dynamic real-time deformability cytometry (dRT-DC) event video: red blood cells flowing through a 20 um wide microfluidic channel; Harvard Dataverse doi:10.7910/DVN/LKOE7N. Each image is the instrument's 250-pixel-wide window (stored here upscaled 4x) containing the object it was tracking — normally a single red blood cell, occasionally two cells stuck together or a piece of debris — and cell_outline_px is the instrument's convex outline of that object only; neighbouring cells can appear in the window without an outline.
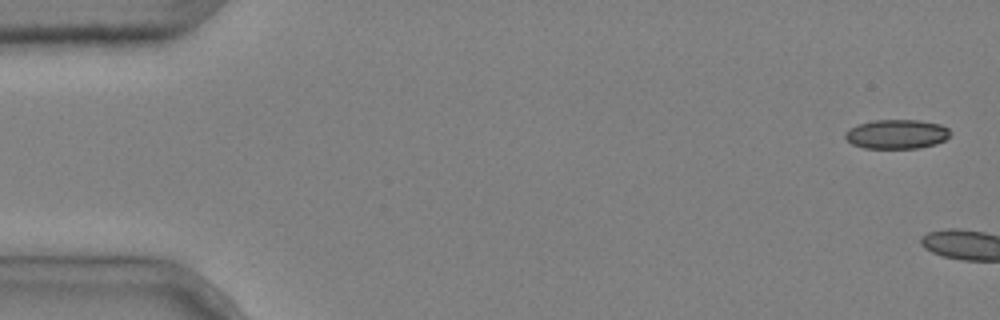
{"species": "common noctule bat (a hibernating species)", "species_latin": "Nyctalus noctula", "temperature_condition": "cold", "stored_images_in_passage": 4, "camera_frame_rate_fps": 3000, "um_per_image_px": 0.085, "animal": {"sex": "male", "body_mass_g": 20.4}, "frame": {"image": 1, "passage_image": 1, "time_ms": 0.0, "image_size_px": [1000, 320], "cell_outline_px": [[952, 132], [944, 140], [936, 144], [916, 148], [864, 148], [852, 144], [844, 136], [844, 132], [848, 128], [856, 124], [872, 120], [916, 120], [940, 124], [948, 128]], "centroid_in_image_um": [76.18, 11.39], "position_along_channel_um": 8.8, "area_um2": 18.03}}